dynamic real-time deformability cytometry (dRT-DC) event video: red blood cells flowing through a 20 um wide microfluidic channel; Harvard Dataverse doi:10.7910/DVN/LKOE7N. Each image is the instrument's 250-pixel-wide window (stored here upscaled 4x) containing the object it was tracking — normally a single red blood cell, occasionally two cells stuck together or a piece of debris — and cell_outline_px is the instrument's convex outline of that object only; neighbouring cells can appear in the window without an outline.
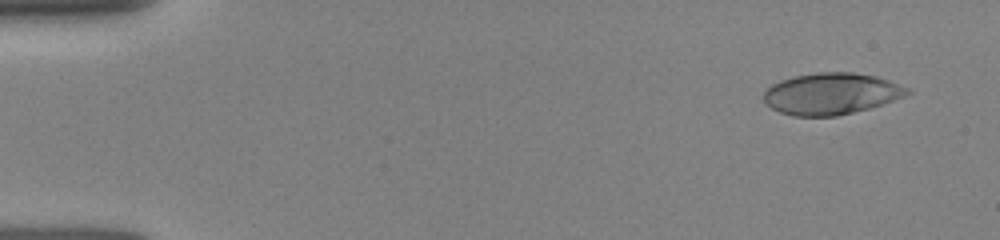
{"species": "human", "species_latin": "Homo sapiens", "temperature_condition": "room temperature", "stored_images_in_passage": 42, "camera_frame_rate_fps": 3000, "um_per_image_px": 0.085, "donor": {"sex": "female"}, "frame": {"image": 1, "passage_image": 2, "time_ms": 0.333, "image_size_px": [1000, 240], "cell_outline_px": [[912, 92], [904, 96], [868, 108], [836, 116], [792, 116], [780, 112], [764, 104], [764, 92], [772, 84], [780, 80], [796, 76], [816, 72], [852, 72], [876, 76], [912, 88]], "centroid_in_image_um": [70.65, 7.96], "position_along_channel_um": 14.4, "area_um2": 34.68}}
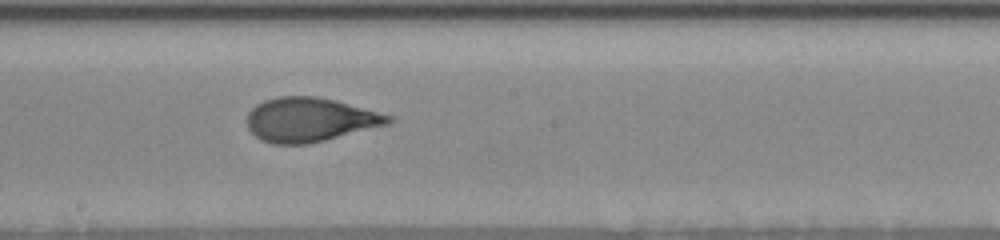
{"frame": {"image": 2, "passage_image": 22, "time_ms": 8.333, "image_size_px": [1000, 240], "cell_outline_px": [[396, 120], [392, 124], [308, 144], [272, 144], [260, 140], [248, 128], [248, 112], [256, 104], [264, 100], [276, 96], [316, 96], [336, 100], [396, 116]], "centroid_in_image_um": [26.41, 10.17], "position_along_channel_um": 221.8, "area_um2": 36.88}}
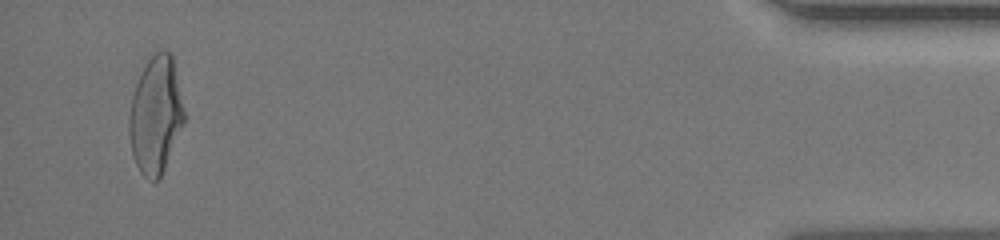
{"frame": {"image": 3, "passage_image": 40, "time_ms": 15.0, "image_size_px": [1000, 240], "cell_outline_px": [[184, 124], [164, 168], [160, 176], [156, 180], [148, 180], [140, 172], [136, 164], [132, 152], [128, 132], [128, 116], [132, 96], [136, 84], [148, 60], [160, 48], [164, 48], [172, 52], [184, 112]], "centroid_in_image_um": [13.22, 9.76], "position_along_channel_um": 422.0, "area_um2": 37.34}}